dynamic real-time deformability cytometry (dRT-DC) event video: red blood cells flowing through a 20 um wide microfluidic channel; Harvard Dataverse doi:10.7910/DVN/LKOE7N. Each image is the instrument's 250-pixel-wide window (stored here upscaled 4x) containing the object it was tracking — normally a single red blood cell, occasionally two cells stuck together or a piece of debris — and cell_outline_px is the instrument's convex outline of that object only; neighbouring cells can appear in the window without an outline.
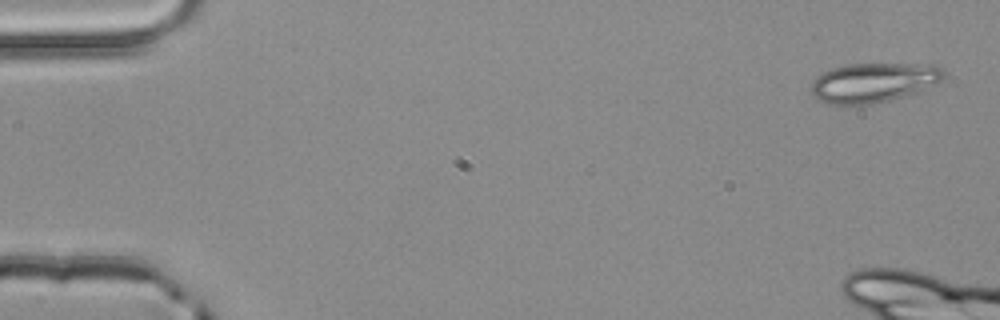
{"species": "common noctule bat (a hibernating species)", "species_latin": "Nyctalus noctula", "temperature_condition": "room temperature", "stored_images_in_passage": 5, "camera_frame_rate_fps": 3000, "um_per_image_px": 0.085, "animal": {"sex": "male", "body_mass_g": 20.4}, "frame": {"image": 1, "passage_image": 1, "time_ms": 0.0, "image_size_px": [1000, 320], "cell_outline_px": [[948, 72], [940, 80], [916, 92], [888, 100], [872, 104], [848, 108], [828, 104], [820, 100], [812, 92], [812, 80], [816, 76], [832, 68], [848, 64], [936, 64], [944, 68]], "centroid_in_image_um": [74.22, 7.03], "position_along_channel_um": 10.8, "area_um2": 30.92}}